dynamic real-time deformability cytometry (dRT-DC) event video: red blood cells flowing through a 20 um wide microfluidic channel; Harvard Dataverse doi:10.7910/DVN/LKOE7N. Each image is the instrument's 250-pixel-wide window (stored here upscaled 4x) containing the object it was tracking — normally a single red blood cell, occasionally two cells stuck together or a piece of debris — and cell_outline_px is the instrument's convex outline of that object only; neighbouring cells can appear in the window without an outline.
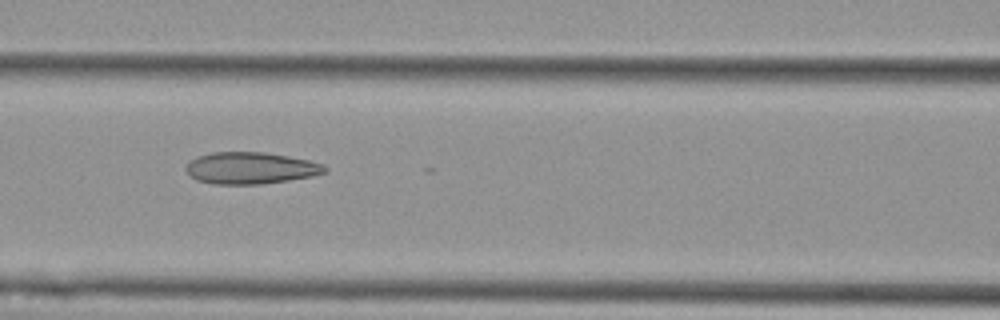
{"species": "Egyptian fruit bat (a non-hibernating species)", "species_latin": "Rousettus aegyptiacus", "temperature_condition": "cold", "stored_images_in_passage": 9, "camera_frame_rate_fps": 3000, "um_per_image_px": 0.085, "animal": {"sex": "female"}, "frame": {"image": 1, "passage_image": 6, "time_ms": 5.667, "image_size_px": [1000, 320], "cell_outline_px": [[328, 172], [312, 176], [288, 180], [260, 184], [212, 184], [196, 180], [184, 168], [196, 156], [212, 152], [264, 152], [288, 156], [308, 160], [324, 164], [328, 168]], "centroid_in_image_um": [21.32, 14.28], "position_along_channel_um": 145.3, "area_um2": 25.72}}
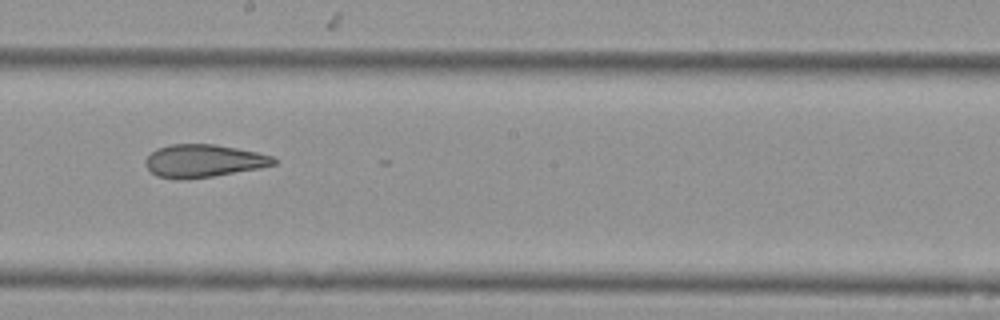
{"frame": {"image": 2, "passage_image": 8, "time_ms": 8.0, "image_size_px": [1000, 320], "cell_outline_px": [[276, 164], [260, 168], [212, 176], [180, 180], [156, 176], [144, 164], [144, 160], [156, 148], [172, 144], [212, 144], [236, 148], [256, 152], [272, 156], [276, 160]], "centroid_in_image_um": [17.27, 13.68], "position_along_channel_um": 230.9, "area_um2": 24.39}}
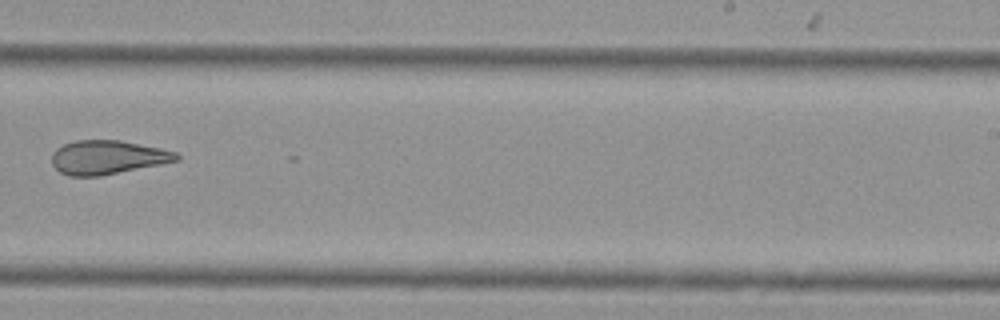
{"frame": {"image": 3, "passage_image": 9, "time_ms": 9.333, "image_size_px": [1000, 320], "cell_outline_px": [[180, 160], [100, 176], [68, 176], [60, 172], [52, 164], [52, 152], [56, 148], [64, 144], [76, 140], [120, 140], [160, 148], [176, 152], [180, 156]], "centroid_in_image_um": [9.12, 13.37], "position_along_channel_um": 279.9, "area_um2": 24.57}}